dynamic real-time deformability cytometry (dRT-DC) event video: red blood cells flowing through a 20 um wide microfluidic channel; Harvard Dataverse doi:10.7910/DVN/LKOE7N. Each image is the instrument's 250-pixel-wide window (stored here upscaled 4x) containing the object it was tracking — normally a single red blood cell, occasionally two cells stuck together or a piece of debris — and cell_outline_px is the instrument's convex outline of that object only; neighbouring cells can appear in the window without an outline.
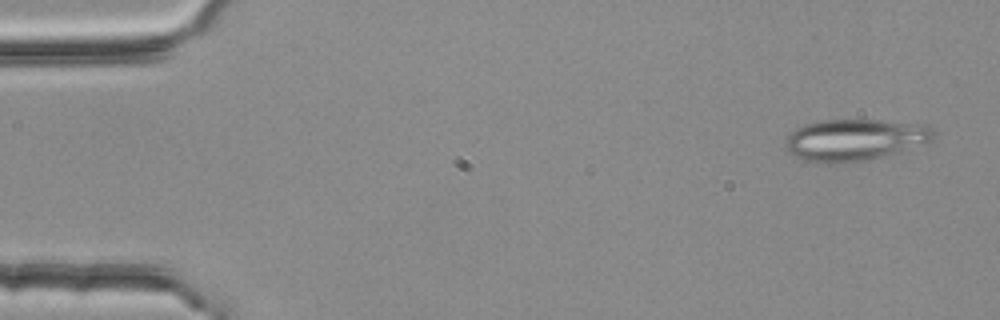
{"species": "common noctule bat (a hibernating species)", "species_latin": "Nyctalus noctula", "temperature_condition": "room temperature", "stored_images_in_passage": 4, "camera_frame_rate_fps": 3000, "um_per_image_px": 0.085, "animal": {"sex": "female", "body_mass_g": 25.1}, "frame": {"image": 1, "passage_image": 1, "time_ms": 0.0, "image_size_px": [1000, 320], "cell_outline_px": [[936, 132], [928, 140], [892, 156], [868, 160], [836, 164], [828, 164], [804, 160], [796, 156], [784, 144], [784, 140], [796, 128], [804, 124], [820, 120], [876, 120], [928, 124]], "centroid_in_image_um": [72.66, 11.89], "position_along_channel_um": 12.3, "area_um2": 36.13}}